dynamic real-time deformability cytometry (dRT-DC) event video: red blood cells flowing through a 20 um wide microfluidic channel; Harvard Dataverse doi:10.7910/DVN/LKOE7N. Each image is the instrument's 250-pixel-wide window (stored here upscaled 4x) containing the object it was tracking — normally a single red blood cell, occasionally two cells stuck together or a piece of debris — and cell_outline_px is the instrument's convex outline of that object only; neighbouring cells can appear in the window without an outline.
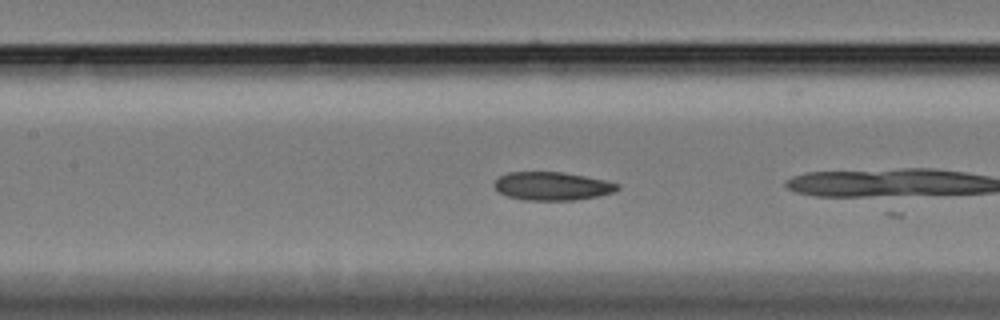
{"species": "Egyptian fruit bat (a non-hibernating species)", "species_latin": "Rousettus aegyptiacus", "temperature_condition": "cold", "stored_images_in_passage": 28, "camera_frame_rate_fps": 3000, "um_per_image_px": 0.085, "animal": {"sex": "female"}, "frame": {"image": 1, "passage_image": 20, "time_ms": 6.333, "image_size_px": [1000, 320], "cell_outline_px": [[620, 188], [612, 192], [596, 196], [576, 200], [524, 200], [508, 196], [500, 192], [492, 184], [500, 176], [508, 172], [560, 172], [584, 176], [604, 180], [620, 184]], "centroid_in_image_um": [46.92, 15.82], "position_along_channel_um": 160.5, "area_um2": 20.11}}
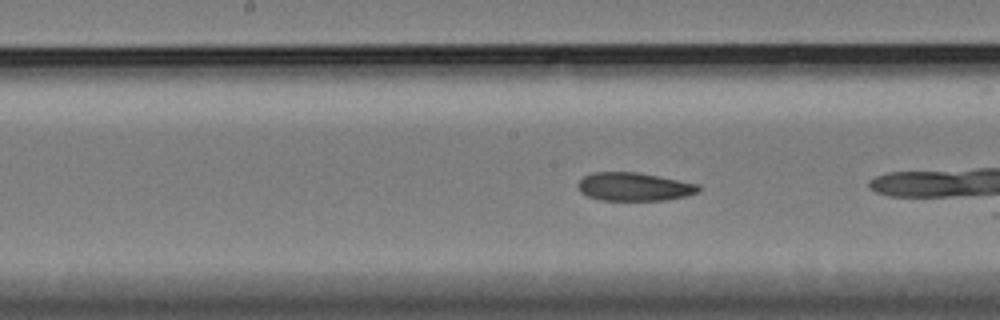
{"frame": {"image": 2, "passage_image": 23, "time_ms": 7.333, "image_size_px": [1000, 320], "cell_outline_px": [[700, 192], [668, 200], [600, 200], [588, 196], [580, 192], [576, 184], [584, 176], [592, 172], [640, 172], [700, 184]], "centroid_in_image_um": [53.91, 15.86], "position_along_channel_um": 194.3, "area_um2": 20.11}}
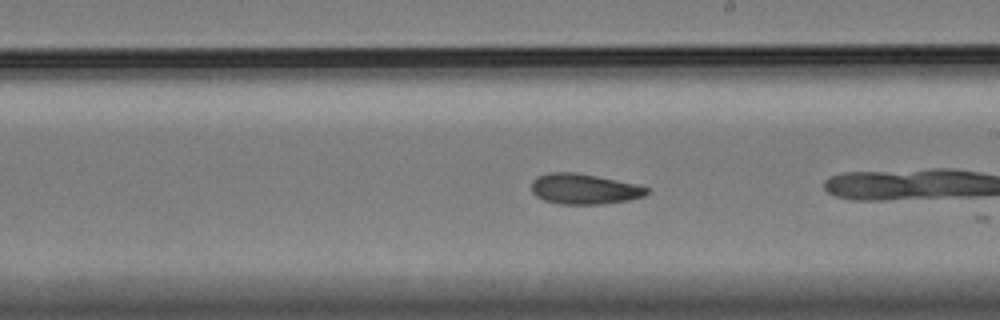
{"frame": {"image": 3, "passage_image": 27, "time_ms": 8.667, "image_size_px": [1000, 320], "cell_outline_px": [[652, 192], [644, 196], [628, 200], [604, 204], [560, 204], [544, 200], [536, 196], [532, 192], [532, 180], [536, 176], [548, 172], [576, 172], [636, 184], [652, 188]], "centroid_in_image_um": [49.68, 16.06], "position_along_channel_um": 239.3, "area_um2": 20.69}}